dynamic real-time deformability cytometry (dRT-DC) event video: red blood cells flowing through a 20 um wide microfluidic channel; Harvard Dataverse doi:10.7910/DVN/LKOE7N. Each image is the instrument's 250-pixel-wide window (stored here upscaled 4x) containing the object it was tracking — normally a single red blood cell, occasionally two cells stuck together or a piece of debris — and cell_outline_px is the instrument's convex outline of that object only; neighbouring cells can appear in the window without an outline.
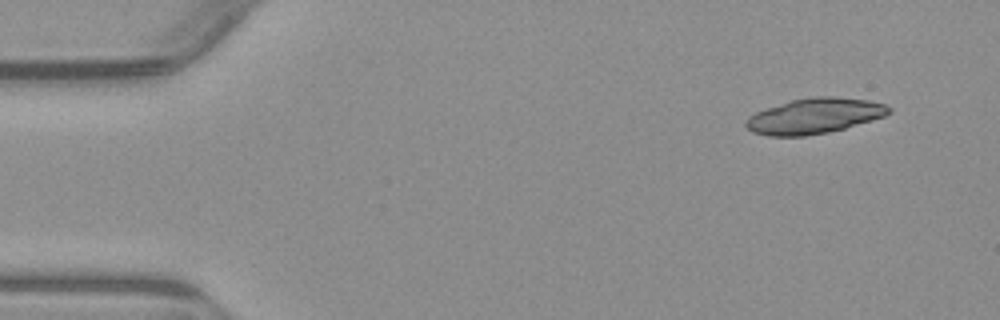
{"species": "common noctule bat (a hibernating species)", "species_latin": "Nyctalus noctula", "temperature_condition": "warm", "stored_images_in_passage": 4, "camera_frame_rate_fps": 3000, "um_per_image_px": 0.085, "animal": {"sex": "male", "body_mass_g": 23.1, "forearm_length_mm": 52.7}, "frame": {"image": 1, "passage_image": 1, "time_ms": 0.0, "image_size_px": [1000, 320], "cell_outline_px": [[892, 112], [884, 116], [872, 120], [844, 128], [828, 132], [804, 136], [768, 136], [752, 132], [744, 124], [744, 120], [748, 116], [756, 112], [792, 100], [812, 96], [832, 96], [868, 100], [884, 104], [892, 108]], "centroid_in_image_um": [69.22, 9.86], "position_along_channel_um": 15.8, "area_um2": 29.42}}